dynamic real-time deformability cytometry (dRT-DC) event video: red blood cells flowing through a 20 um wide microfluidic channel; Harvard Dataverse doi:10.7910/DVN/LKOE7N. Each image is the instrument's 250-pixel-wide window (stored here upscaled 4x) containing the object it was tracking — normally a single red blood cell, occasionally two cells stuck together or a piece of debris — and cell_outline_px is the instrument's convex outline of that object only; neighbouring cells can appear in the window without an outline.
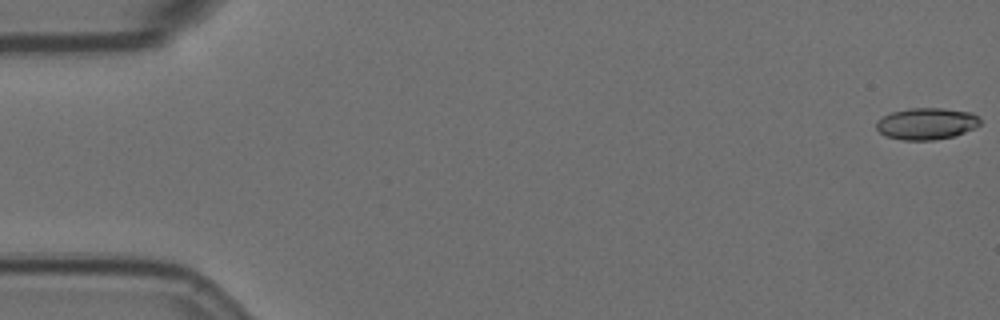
{"species": "Egyptian fruit bat (a non-hibernating species)", "species_latin": "Rousettus aegyptiacus", "temperature_condition": "room temperature", "stored_images_in_passage": 28, "camera_frame_rate_fps": 3000, "um_per_image_px": 0.085, "animal": {"sex": "female"}, "frame": {"image": 1, "passage_image": 1, "time_ms": 0.0, "image_size_px": [1000, 320], "cell_outline_px": [[980, 124], [976, 128], [952, 136], [932, 140], [904, 140], [884, 136], [876, 128], [876, 124], [884, 116], [892, 112], [912, 108], [944, 108], [972, 112], [980, 120]], "centroid_in_image_um": [78.77, 10.51], "position_along_channel_um": 6.2, "area_um2": 19.02}}
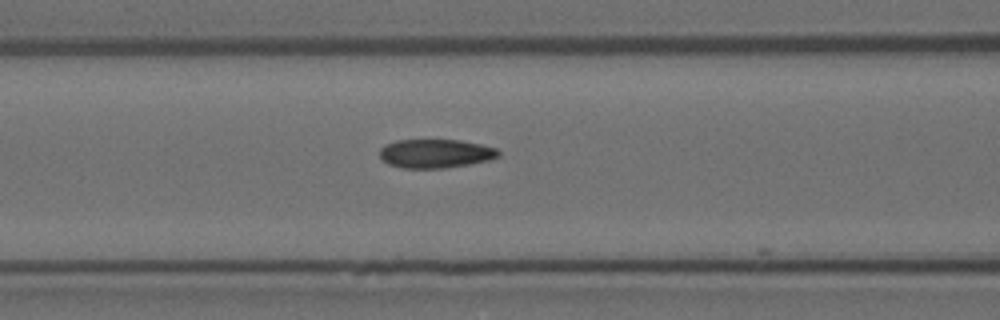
{"frame": {"image": 2, "passage_image": 24, "time_ms": 7.667, "image_size_px": [1000, 320], "cell_outline_px": [[500, 156], [488, 160], [468, 164], [444, 168], [400, 168], [388, 164], [380, 156], [380, 148], [384, 144], [396, 140], [460, 140], [480, 144], [496, 148], [500, 152]], "centroid_in_image_um": [37.0, 13.05], "position_along_channel_um": 129.6, "area_um2": 19.94}}
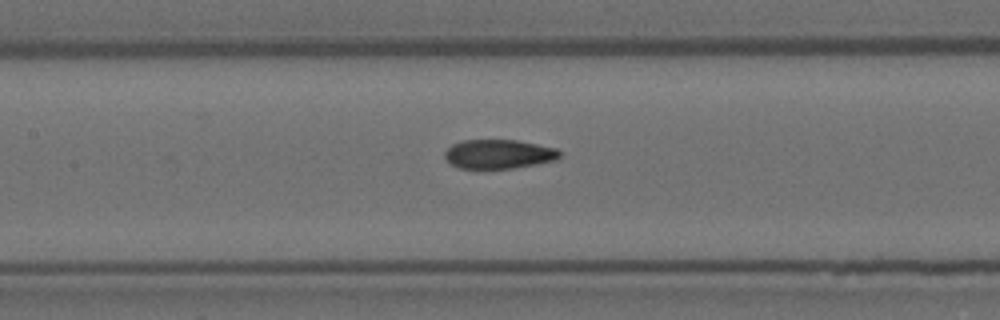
{"frame": {"image": 3, "passage_image": 27, "time_ms": 8.667, "image_size_px": [1000, 320], "cell_outline_px": [[560, 156], [556, 160], [536, 164], [512, 168], [460, 168], [452, 164], [444, 156], [444, 152], [452, 144], [464, 140], [516, 140], [556, 148], [560, 152]], "centroid_in_image_um": [42.39, 13.09], "position_along_channel_um": 165.0, "area_um2": 19.31}}